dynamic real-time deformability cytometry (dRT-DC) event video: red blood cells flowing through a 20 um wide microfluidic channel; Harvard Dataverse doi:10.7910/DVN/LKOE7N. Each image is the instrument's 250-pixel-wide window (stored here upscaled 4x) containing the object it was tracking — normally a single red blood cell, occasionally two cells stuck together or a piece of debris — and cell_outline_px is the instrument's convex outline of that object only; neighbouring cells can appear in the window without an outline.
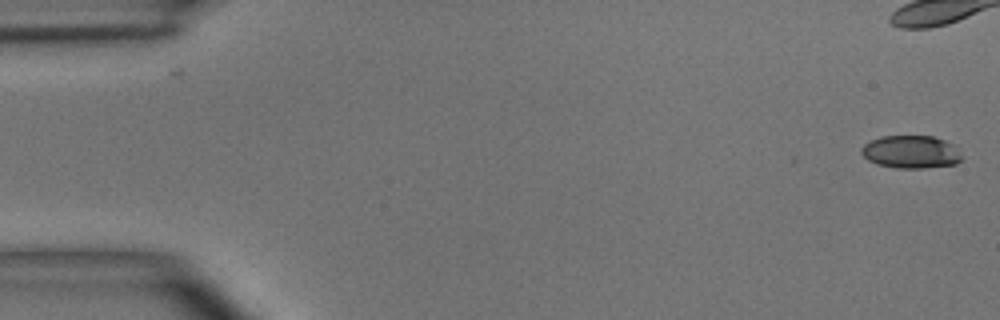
{"species": "common noctule bat (a hibernating species)", "species_latin": "Nyctalus noctula", "temperature_condition": "room temperature", "stored_images_in_passage": 5, "camera_frame_rate_fps": 3000, "um_per_image_px": 0.085, "animal": {"sex": "male", "body_mass_g": 15.6}, "frame": {"image": 1, "passage_image": 1, "time_ms": 0.0, "image_size_px": [1000, 320], "cell_outline_px": [[964, 160], [956, 164], [924, 168], [896, 168], [876, 164], [868, 160], [860, 152], [860, 148], [864, 144], [880, 136], [932, 136], [944, 140], [952, 144], [964, 156]], "centroid_in_image_um": [77.45, 12.92], "position_along_channel_um": 7.6, "area_um2": 19.42}}